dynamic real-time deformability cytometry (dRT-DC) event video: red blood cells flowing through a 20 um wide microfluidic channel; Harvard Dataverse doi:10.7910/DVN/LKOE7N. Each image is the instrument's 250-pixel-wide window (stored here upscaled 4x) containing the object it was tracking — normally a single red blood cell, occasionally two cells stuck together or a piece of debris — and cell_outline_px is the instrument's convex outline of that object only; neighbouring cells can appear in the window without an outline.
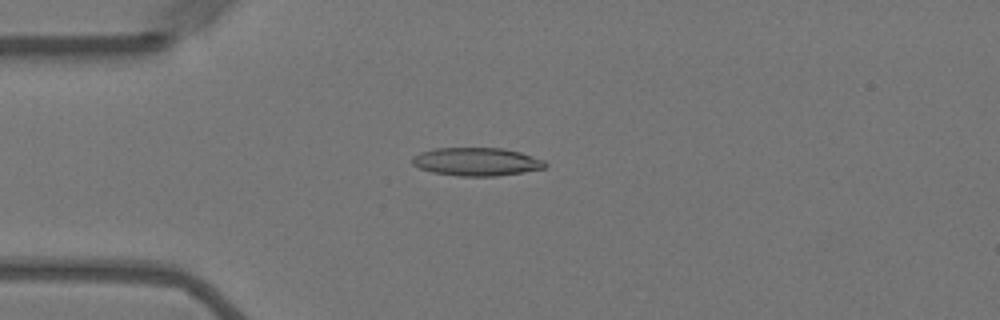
{"species": "Egyptian fruit bat (a non-hibernating species)", "species_latin": "Rousettus aegyptiacus", "temperature_condition": "warm", "stored_images_in_passage": 31, "camera_frame_rate_fps": 3000, "um_per_image_px": 0.085, "animal": {"sex": "female"}, "frame": {"image": 1, "passage_image": 14, "time_ms": 4.333, "image_size_px": [1000, 320], "cell_outline_px": [[548, 164], [544, 168], [524, 172], [496, 176], [460, 176], [432, 172], [420, 168], [412, 164], [412, 156], [420, 152], [436, 148], [504, 148], [520, 152], [544, 160]], "centroid_in_image_um": [40.51, 13.74], "position_along_channel_um": 44.5, "area_um2": 21.85}}
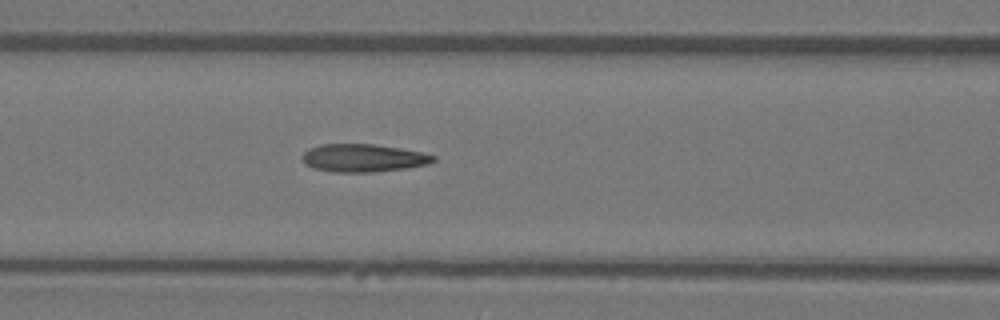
{"frame": {"image": 2, "passage_image": 23, "time_ms": 7.333, "image_size_px": [1000, 320], "cell_outline_px": [[436, 160], [428, 164], [404, 168], [372, 172], [332, 172], [312, 168], [304, 164], [300, 156], [308, 148], [320, 144], [372, 144], [400, 148], [420, 152], [436, 156]], "centroid_in_image_um": [30.81, 13.43], "position_along_channel_um": 135.8, "area_um2": 21.39}}
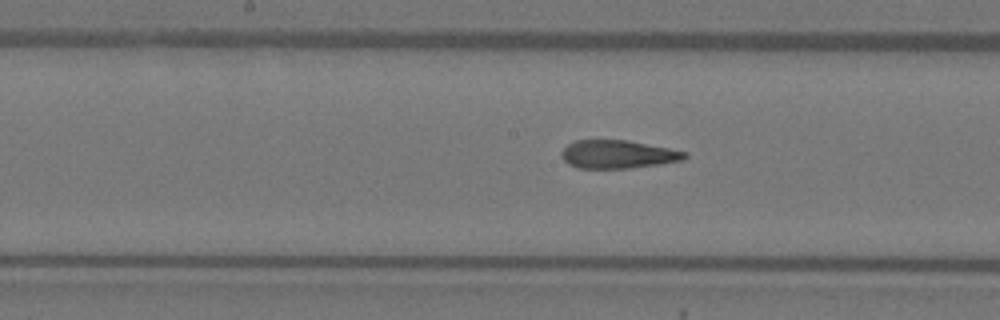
{"frame": {"image": 3, "passage_image": 28, "time_ms": 9.0, "image_size_px": [1000, 320], "cell_outline_px": [[688, 156], [680, 160], [656, 164], [628, 168], [580, 168], [568, 164], [560, 156], [560, 152], [568, 144], [576, 140], [628, 140], [688, 152]], "centroid_in_image_um": [52.47, 13.11], "position_along_channel_um": 195.7, "area_um2": 20.06}}